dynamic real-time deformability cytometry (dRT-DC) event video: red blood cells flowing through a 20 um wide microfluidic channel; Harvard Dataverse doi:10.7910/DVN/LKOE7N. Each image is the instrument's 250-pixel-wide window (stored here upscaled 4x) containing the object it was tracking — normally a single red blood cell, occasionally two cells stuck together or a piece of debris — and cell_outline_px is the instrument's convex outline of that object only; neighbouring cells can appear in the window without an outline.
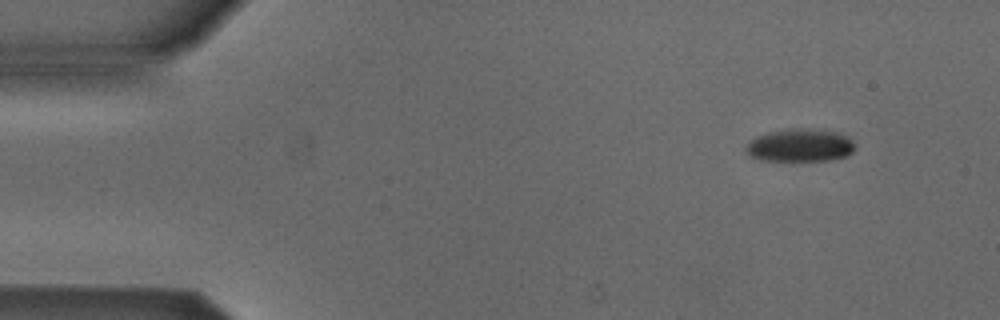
{"species": "Egyptian fruit bat (a non-hibernating species)", "species_latin": "Rousettus aegyptiacus", "temperature_condition": "cold", "stored_images_in_passage": 8, "camera_frame_rate_fps": 3000, "um_per_image_px": 0.085, "animal": {"sex": "male"}, "frame": {"image": 1, "passage_image": 1, "time_ms": 0.0, "image_size_px": [1000, 320], "cell_outline_px": [[852, 152], [844, 156], [828, 160], [760, 160], [744, 152], [744, 148], [748, 140], [756, 136], [768, 132], [792, 128], [800, 128], [836, 132], [848, 136], [852, 140]], "centroid_in_image_um": [67.92, 12.34], "position_along_channel_um": 17.1, "area_um2": 20.69}}
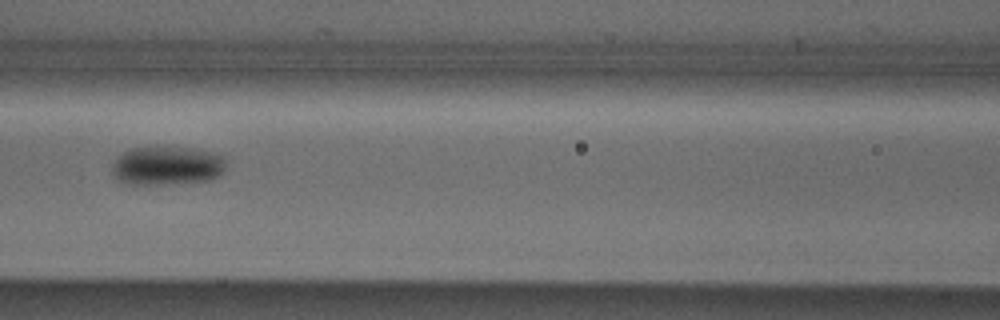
{"frame": {"image": 2, "passage_image": 6, "time_ms": 6.0, "image_size_px": [1000, 320], "cell_outline_px": [[224, 172], [220, 176], [212, 180], [164, 184], [124, 184], [116, 180], [112, 172], [112, 164], [116, 156], [132, 148], [160, 144], [192, 148], [224, 156]], "centroid_in_image_um": [14.15, 14.06], "position_along_channel_um": 152.5, "area_um2": 26.59}}
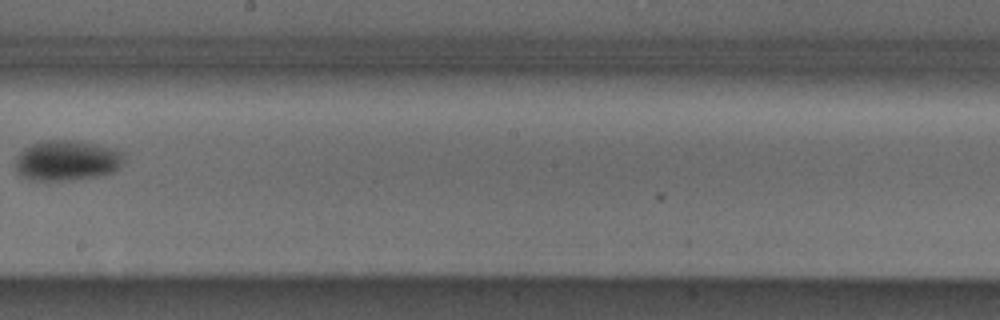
{"frame": {"image": 3, "passage_image": 8, "time_ms": 8.333, "image_size_px": [1000, 320], "cell_outline_px": [[124, 156], [120, 164], [112, 172], [100, 176], [72, 180], [28, 180], [16, 172], [16, 156], [20, 152], [32, 144], [44, 140], [72, 140], [120, 148], [124, 152]], "centroid_in_image_um": [5.7, 13.63], "position_along_channel_um": 242.5, "area_um2": 25.72}}